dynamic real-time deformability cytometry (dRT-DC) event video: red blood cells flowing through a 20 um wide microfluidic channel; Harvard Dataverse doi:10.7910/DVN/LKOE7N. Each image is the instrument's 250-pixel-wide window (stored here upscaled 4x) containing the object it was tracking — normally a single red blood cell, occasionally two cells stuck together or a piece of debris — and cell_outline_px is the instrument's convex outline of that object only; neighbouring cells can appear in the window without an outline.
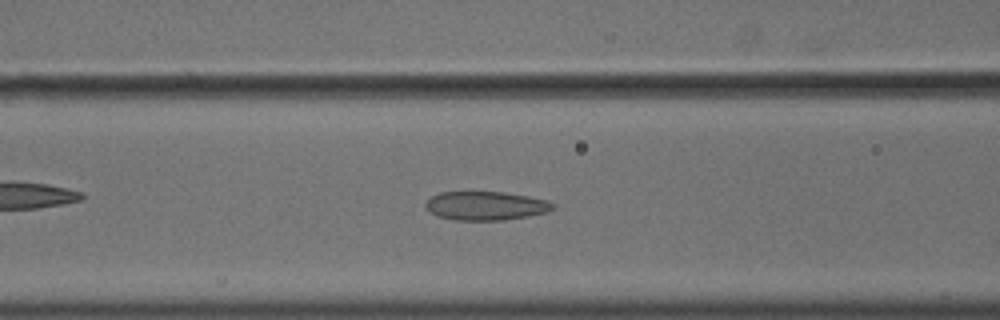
{"species": "common noctule bat (a hibernating species)", "species_latin": "Nyctalus noctula", "temperature_condition": "cold", "stored_images_in_passage": 55, "camera_frame_rate_fps": 3000, "um_per_image_px": 0.085, "animal": {"sex": "male", "body_mass_g": 18.8}, "frame": {"image": 1, "passage_image": 23, "time_ms": 7.333, "image_size_px": [1000, 320], "cell_outline_px": [[556, 208], [548, 212], [528, 216], [504, 220], [452, 220], [436, 216], [428, 212], [424, 208], [424, 204], [432, 196], [440, 192], [504, 192], [528, 196], [544, 200], [552, 204]], "centroid_in_image_um": [41.23, 17.5], "position_along_channel_um": 125.4, "area_um2": 21.44}}
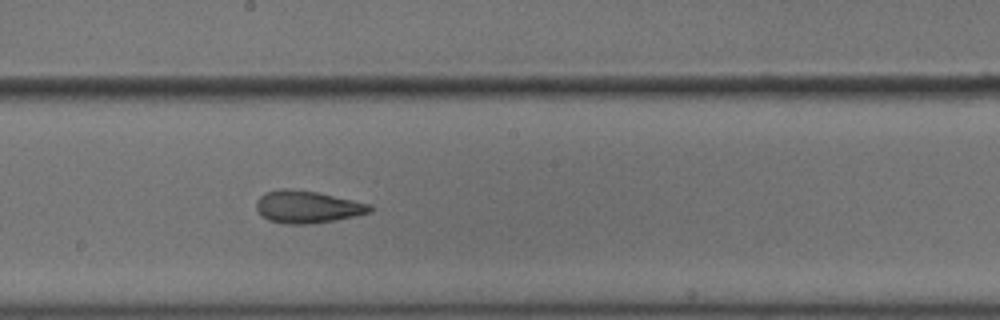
{"frame": {"image": 2, "passage_image": 31, "time_ms": 10.0, "image_size_px": [1000, 320], "cell_outline_px": [[372, 212], [332, 220], [308, 224], [284, 224], [268, 220], [256, 208], [256, 200], [264, 192], [284, 188], [288, 188], [316, 192], [372, 204]], "centroid_in_image_um": [26.1, 17.57], "position_along_channel_um": 222.1, "area_um2": 21.21}}
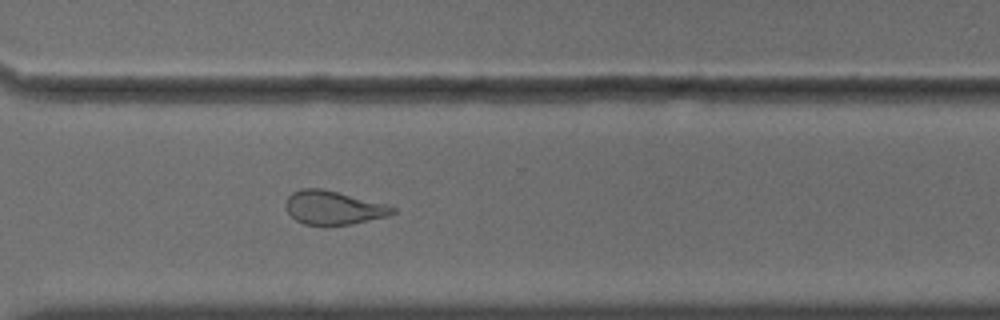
{"frame": {"image": 3, "passage_image": 41, "time_ms": 13.333, "image_size_px": [1000, 320], "cell_outline_px": [[396, 212], [388, 216], [348, 224], [304, 224], [296, 220], [288, 212], [284, 204], [288, 196], [292, 192], [304, 188], [320, 188], [384, 204], [396, 208]], "centroid_in_image_um": [28.3, 17.65], "position_along_channel_um": 342.3, "area_um2": 20.4}, "authors_computed_cell_mechanics": {"area_um2": 22.831, "velocity_mm_per_s": 3.6179, "shape_relaxation_time_tau1_ms": 7.8754, "shape_relaxation_time_tau2_ms": 2.8254, "deformation_change_tau1": 0.1785, "deformation_change_tau2": 0.0978}}